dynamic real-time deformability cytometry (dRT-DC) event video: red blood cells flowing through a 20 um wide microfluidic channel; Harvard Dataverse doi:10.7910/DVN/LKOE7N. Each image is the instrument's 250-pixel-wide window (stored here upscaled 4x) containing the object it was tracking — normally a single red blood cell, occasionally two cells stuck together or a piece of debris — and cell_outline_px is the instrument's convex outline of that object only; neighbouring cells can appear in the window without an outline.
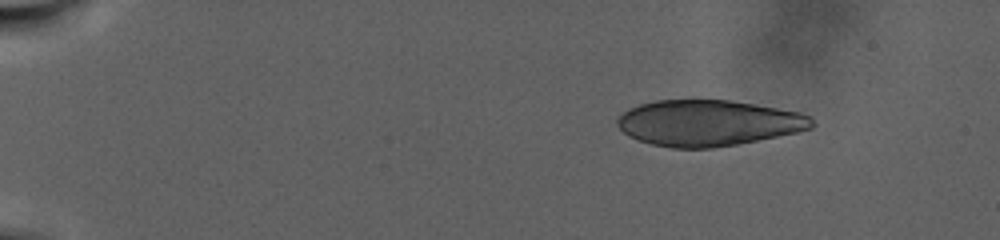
{"species": "human", "species_latin": "Homo sapiens", "temperature_condition": "warm", "stored_images_in_passage": 26, "camera_frame_rate_fps": 3000, "um_per_image_px": 0.085, "donor": {"sex": "male"}, "frame": {"image": 1, "passage_image": 1, "time_ms": 0.0, "image_size_px": [1000, 240], "cell_outline_px": [[816, 124], [812, 128], [796, 132], [736, 144], [712, 148], [672, 148], [652, 144], [636, 140], [628, 136], [616, 124], [616, 120], [628, 108], [640, 104], [656, 100], [732, 100], [800, 112], [808, 116]], "centroid_in_image_um": [60.18, 10.45], "position_along_channel_um": 24.8, "area_um2": 51.96}}
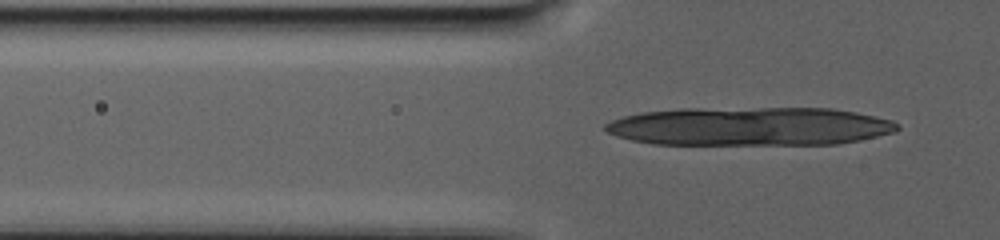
{"frame": {"image": 2, "passage_image": 21, "time_ms": 6.667, "image_size_px": [1000, 240], "cell_outline_px": [[900, 128], [896, 132], [860, 140], [840, 144], [652, 144], [632, 140], [616, 136], [608, 132], [604, 128], [604, 124], [612, 120], [624, 116], [640, 112], [680, 108], [832, 108], [856, 112], [892, 120], [900, 124]], "centroid_in_image_um": [63.75, 10.73], "position_along_channel_um": 62.0, "area_um2": 66.07}}